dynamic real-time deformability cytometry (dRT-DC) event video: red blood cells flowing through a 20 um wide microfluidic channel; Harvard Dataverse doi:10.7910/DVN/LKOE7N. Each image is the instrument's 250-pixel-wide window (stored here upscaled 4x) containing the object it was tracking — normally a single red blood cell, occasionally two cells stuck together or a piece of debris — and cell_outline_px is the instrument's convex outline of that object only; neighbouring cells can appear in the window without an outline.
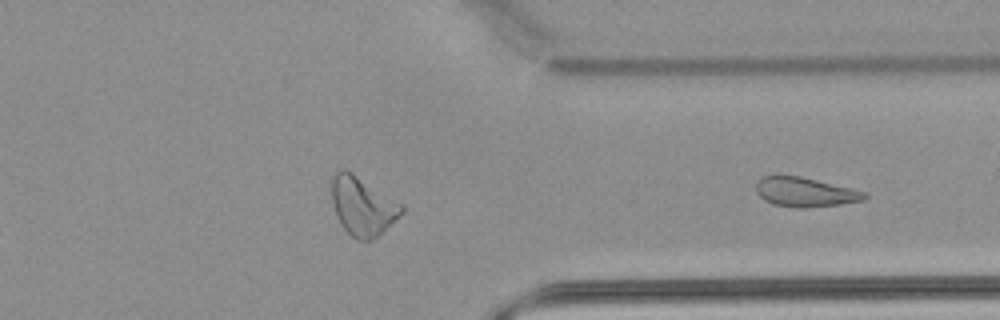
{"species": "common noctule bat (a hibernating species)", "species_latin": "Nyctalus noctula", "temperature_condition": "warm", "stored_images_in_passage": 27, "segment_of_instrument_passage": [2, 2], "camera_frame_rate_fps": 3000, "um_per_image_px": 0.085, "animal": {"sex": "male", "body_mass_g": 21.5, "forearm_length_mm": 52.0}, "frame": {"image": 1, "passage_image": 27, "time_ms": 8.667, "image_size_px": [1000, 320], "cell_outline_px": [[868, 196], [864, 200], [840, 204], [804, 208], [796, 208], [772, 204], [764, 200], [756, 192], [756, 184], [764, 176], [800, 176], [852, 188], [868, 192]], "centroid_in_image_um": [68.46, 16.34], "position_along_channel_um": 342.9, "area_um2": 18.55}}